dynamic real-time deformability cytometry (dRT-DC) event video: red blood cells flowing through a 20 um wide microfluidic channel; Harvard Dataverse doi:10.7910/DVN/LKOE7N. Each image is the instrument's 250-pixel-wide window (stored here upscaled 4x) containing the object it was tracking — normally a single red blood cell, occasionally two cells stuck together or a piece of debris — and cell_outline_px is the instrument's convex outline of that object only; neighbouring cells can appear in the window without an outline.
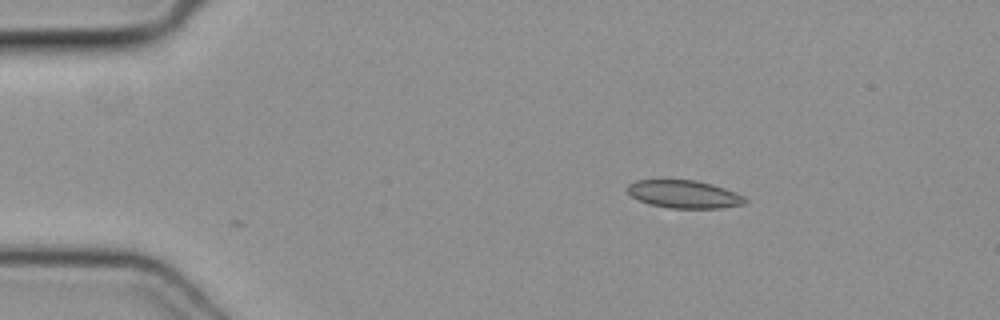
{"species": "common noctule bat (a hibernating species)", "species_latin": "Nyctalus noctula", "temperature_condition": "cold", "stored_images_in_passage": 42, "camera_frame_rate_fps": 3000, "um_per_image_px": 0.085, "animal": {"sex": "female", "body_mass_g": 19.3, "forearm_length_mm": 54.1}, "frame": {"image": 1, "passage_image": 1, "time_ms": 0.0, "image_size_px": [1000, 320], "cell_outline_px": [[748, 200], [744, 204], [720, 208], [668, 208], [648, 204], [632, 196], [624, 188], [628, 184], [636, 180], [696, 180], [712, 184], [736, 192], [744, 196]], "centroid_in_image_um": [58.13, 16.51], "position_along_channel_um": 26.9, "area_um2": 19.19}}
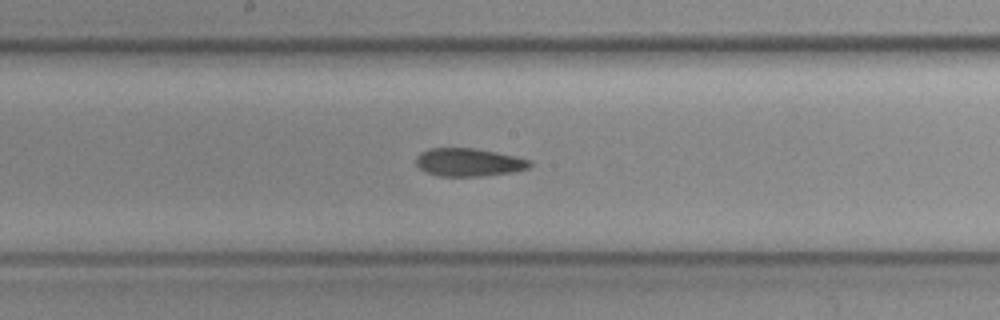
{"frame": {"image": 2, "passage_image": 19, "time_ms": 6.0, "image_size_px": [1000, 320], "cell_outline_px": [[532, 164], [528, 168], [512, 172], [480, 176], [440, 176], [428, 172], [420, 168], [416, 164], [416, 156], [420, 152], [428, 148], [472, 148], [496, 152], [516, 156], [532, 160]], "centroid_in_image_um": [39.85, 13.78], "position_along_channel_um": 208.4, "area_um2": 18.55}}
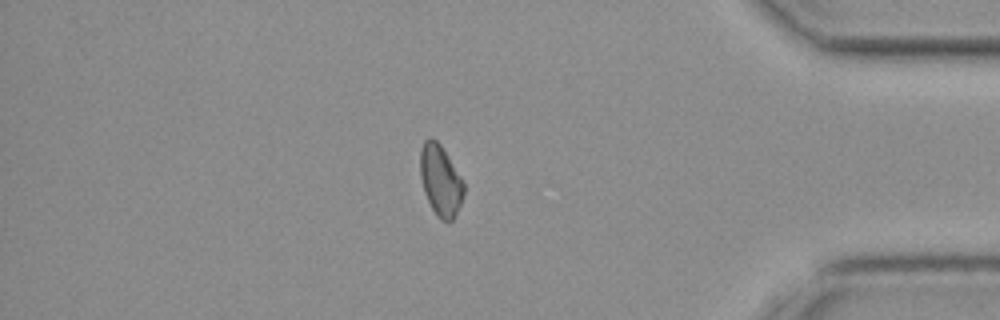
{"frame": {"image": 3, "passage_image": 35, "time_ms": 11.333, "image_size_px": [1000, 320], "cell_outline_px": [[464, 192], [460, 204], [452, 220], [440, 220], [436, 216], [424, 192], [420, 176], [420, 148], [424, 140], [428, 136], [432, 136], [440, 144], [460, 176], [464, 184]], "centroid_in_image_um": [37.41, 15.3], "position_along_channel_um": 397.8, "area_um2": 17.86}}